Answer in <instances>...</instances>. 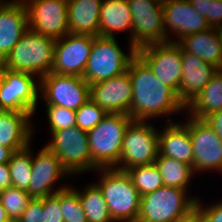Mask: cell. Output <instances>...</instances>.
Here are the masks:
<instances>
[{
  "mask_svg": "<svg viewBox=\"0 0 222 222\" xmlns=\"http://www.w3.org/2000/svg\"><path fill=\"white\" fill-rule=\"evenodd\" d=\"M38 79L34 74L13 71L0 64V110L26 112L34 117L40 99Z\"/></svg>",
  "mask_w": 222,
  "mask_h": 222,
  "instance_id": "cell-7",
  "label": "cell"
},
{
  "mask_svg": "<svg viewBox=\"0 0 222 222\" xmlns=\"http://www.w3.org/2000/svg\"><path fill=\"white\" fill-rule=\"evenodd\" d=\"M42 213L43 198H33L18 220L19 222H42Z\"/></svg>",
  "mask_w": 222,
  "mask_h": 222,
  "instance_id": "cell-38",
  "label": "cell"
},
{
  "mask_svg": "<svg viewBox=\"0 0 222 222\" xmlns=\"http://www.w3.org/2000/svg\"><path fill=\"white\" fill-rule=\"evenodd\" d=\"M128 49L129 54H126L116 38L93 36V45L82 77L91 85L123 74L137 55L136 48Z\"/></svg>",
  "mask_w": 222,
  "mask_h": 222,
  "instance_id": "cell-6",
  "label": "cell"
},
{
  "mask_svg": "<svg viewBox=\"0 0 222 222\" xmlns=\"http://www.w3.org/2000/svg\"><path fill=\"white\" fill-rule=\"evenodd\" d=\"M17 2H18V0H11V1L10 0H0V9L10 7Z\"/></svg>",
  "mask_w": 222,
  "mask_h": 222,
  "instance_id": "cell-44",
  "label": "cell"
},
{
  "mask_svg": "<svg viewBox=\"0 0 222 222\" xmlns=\"http://www.w3.org/2000/svg\"><path fill=\"white\" fill-rule=\"evenodd\" d=\"M204 120H206L222 140V110L211 113Z\"/></svg>",
  "mask_w": 222,
  "mask_h": 222,
  "instance_id": "cell-39",
  "label": "cell"
},
{
  "mask_svg": "<svg viewBox=\"0 0 222 222\" xmlns=\"http://www.w3.org/2000/svg\"><path fill=\"white\" fill-rule=\"evenodd\" d=\"M154 164L163 178L164 186L188 190L194 177L191 166L173 158L161 156L159 153Z\"/></svg>",
  "mask_w": 222,
  "mask_h": 222,
  "instance_id": "cell-27",
  "label": "cell"
},
{
  "mask_svg": "<svg viewBox=\"0 0 222 222\" xmlns=\"http://www.w3.org/2000/svg\"><path fill=\"white\" fill-rule=\"evenodd\" d=\"M182 76L177 93L182 103L187 106L217 72L213 65L205 63L200 57L181 48Z\"/></svg>",
  "mask_w": 222,
  "mask_h": 222,
  "instance_id": "cell-19",
  "label": "cell"
},
{
  "mask_svg": "<svg viewBox=\"0 0 222 222\" xmlns=\"http://www.w3.org/2000/svg\"><path fill=\"white\" fill-rule=\"evenodd\" d=\"M73 187L68 186L60 190V209L64 222H88L79 194Z\"/></svg>",
  "mask_w": 222,
  "mask_h": 222,
  "instance_id": "cell-32",
  "label": "cell"
},
{
  "mask_svg": "<svg viewBox=\"0 0 222 222\" xmlns=\"http://www.w3.org/2000/svg\"><path fill=\"white\" fill-rule=\"evenodd\" d=\"M12 186L8 163L0 164V191Z\"/></svg>",
  "mask_w": 222,
  "mask_h": 222,
  "instance_id": "cell-40",
  "label": "cell"
},
{
  "mask_svg": "<svg viewBox=\"0 0 222 222\" xmlns=\"http://www.w3.org/2000/svg\"><path fill=\"white\" fill-rule=\"evenodd\" d=\"M132 14V45L164 43L163 5L156 0H127Z\"/></svg>",
  "mask_w": 222,
  "mask_h": 222,
  "instance_id": "cell-15",
  "label": "cell"
},
{
  "mask_svg": "<svg viewBox=\"0 0 222 222\" xmlns=\"http://www.w3.org/2000/svg\"><path fill=\"white\" fill-rule=\"evenodd\" d=\"M7 222H19V220L10 219Z\"/></svg>",
  "mask_w": 222,
  "mask_h": 222,
  "instance_id": "cell-46",
  "label": "cell"
},
{
  "mask_svg": "<svg viewBox=\"0 0 222 222\" xmlns=\"http://www.w3.org/2000/svg\"><path fill=\"white\" fill-rule=\"evenodd\" d=\"M32 199L25 190L12 186L0 191V202L10 219L18 220Z\"/></svg>",
  "mask_w": 222,
  "mask_h": 222,
  "instance_id": "cell-31",
  "label": "cell"
},
{
  "mask_svg": "<svg viewBox=\"0 0 222 222\" xmlns=\"http://www.w3.org/2000/svg\"><path fill=\"white\" fill-rule=\"evenodd\" d=\"M79 199L84 209L88 222H114L105 202L102 190L99 186L91 182L79 191Z\"/></svg>",
  "mask_w": 222,
  "mask_h": 222,
  "instance_id": "cell-28",
  "label": "cell"
},
{
  "mask_svg": "<svg viewBox=\"0 0 222 222\" xmlns=\"http://www.w3.org/2000/svg\"><path fill=\"white\" fill-rule=\"evenodd\" d=\"M132 120L126 128L120 160L115 169L126 171L134 166L154 163L159 153V130L154 124Z\"/></svg>",
  "mask_w": 222,
  "mask_h": 222,
  "instance_id": "cell-8",
  "label": "cell"
},
{
  "mask_svg": "<svg viewBox=\"0 0 222 222\" xmlns=\"http://www.w3.org/2000/svg\"><path fill=\"white\" fill-rule=\"evenodd\" d=\"M176 222H199L198 216L196 214V212H194L193 214L189 215L188 217L176 221Z\"/></svg>",
  "mask_w": 222,
  "mask_h": 222,
  "instance_id": "cell-43",
  "label": "cell"
},
{
  "mask_svg": "<svg viewBox=\"0 0 222 222\" xmlns=\"http://www.w3.org/2000/svg\"><path fill=\"white\" fill-rule=\"evenodd\" d=\"M185 123L168 117L159 131V154L183 162L193 168V146L189 133V115Z\"/></svg>",
  "mask_w": 222,
  "mask_h": 222,
  "instance_id": "cell-20",
  "label": "cell"
},
{
  "mask_svg": "<svg viewBox=\"0 0 222 222\" xmlns=\"http://www.w3.org/2000/svg\"><path fill=\"white\" fill-rule=\"evenodd\" d=\"M127 71L133 88L128 116L133 120L166 118L186 110L177 93L161 82L138 55L130 61Z\"/></svg>",
  "mask_w": 222,
  "mask_h": 222,
  "instance_id": "cell-1",
  "label": "cell"
},
{
  "mask_svg": "<svg viewBox=\"0 0 222 222\" xmlns=\"http://www.w3.org/2000/svg\"><path fill=\"white\" fill-rule=\"evenodd\" d=\"M132 14L127 0H103L99 14V36L115 38L117 32H128L132 45Z\"/></svg>",
  "mask_w": 222,
  "mask_h": 222,
  "instance_id": "cell-24",
  "label": "cell"
},
{
  "mask_svg": "<svg viewBox=\"0 0 222 222\" xmlns=\"http://www.w3.org/2000/svg\"><path fill=\"white\" fill-rule=\"evenodd\" d=\"M33 117L26 112L0 110V145L14 152L27 147L34 136Z\"/></svg>",
  "mask_w": 222,
  "mask_h": 222,
  "instance_id": "cell-21",
  "label": "cell"
},
{
  "mask_svg": "<svg viewBox=\"0 0 222 222\" xmlns=\"http://www.w3.org/2000/svg\"><path fill=\"white\" fill-rule=\"evenodd\" d=\"M50 132L76 126V111L62 106L46 105Z\"/></svg>",
  "mask_w": 222,
  "mask_h": 222,
  "instance_id": "cell-34",
  "label": "cell"
},
{
  "mask_svg": "<svg viewBox=\"0 0 222 222\" xmlns=\"http://www.w3.org/2000/svg\"><path fill=\"white\" fill-rule=\"evenodd\" d=\"M30 143L27 147L12 154L8 162L12 187L25 190L28 193V184L31 178L32 151Z\"/></svg>",
  "mask_w": 222,
  "mask_h": 222,
  "instance_id": "cell-29",
  "label": "cell"
},
{
  "mask_svg": "<svg viewBox=\"0 0 222 222\" xmlns=\"http://www.w3.org/2000/svg\"><path fill=\"white\" fill-rule=\"evenodd\" d=\"M163 25L164 42L172 43H178L188 35L211 28L207 19L195 10L188 0H176L163 5Z\"/></svg>",
  "mask_w": 222,
  "mask_h": 222,
  "instance_id": "cell-17",
  "label": "cell"
},
{
  "mask_svg": "<svg viewBox=\"0 0 222 222\" xmlns=\"http://www.w3.org/2000/svg\"><path fill=\"white\" fill-rule=\"evenodd\" d=\"M14 151L6 146L0 145V164L8 163Z\"/></svg>",
  "mask_w": 222,
  "mask_h": 222,
  "instance_id": "cell-41",
  "label": "cell"
},
{
  "mask_svg": "<svg viewBox=\"0 0 222 222\" xmlns=\"http://www.w3.org/2000/svg\"><path fill=\"white\" fill-rule=\"evenodd\" d=\"M203 206L199 197L195 208L199 222H222V201Z\"/></svg>",
  "mask_w": 222,
  "mask_h": 222,
  "instance_id": "cell-37",
  "label": "cell"
},
{
  "mask_svg": "<svg viewBox=\"0 0 222 222\" xmlns=\"http://www.w3.org/2000/svg\"><path fill=\"white\" fill-rule=\"evenodd\" d=\"M28 29L27 9L24 3L17 2L0 9V64Z\"/></svg>",
  "mask_w": 222,
  "mask_h": 222,
  "instance_id": "cell-22",
  "label": "cell"
},
{
  "mask_svg": "<svg viewBox=\"0 0 222 222\" xmlns=\"http://www.w3.org/2000/svg\"><path fill=\"white\" fill-rule=\"evenodd\" d=\"M189 133L193 146V172H222V140L204 119L189 115Z\"/></svg>",
  "mask_w": 222,
  "mask_h": 222,
  "instance_id": "cell-13",
  "label": "cell"
},
{
  "mask_svg": "<svg viewBox=\"0 0 222 222\" xmlns=\"http://www.w3.org/2000/svg\"><path fill=\"white\" fill-rule=\"evenodd\" d=\"M140 196L152 193L164 186L163 178L154 163L139 165L126 170Z\"/></svg>",
  "mask_w": 222,
  "mask_h": 222,
  "instance_id": "cell-30",
  "label": "cell"
},
{
  "mask_svg": "<svg viewBox=\"0 0 222 222\" xmlns=\"http://www.w3.org/2000/svg\"><path fill=\"white\" fill-rule=\"evenodd\" d=\"M204 16L211 28L222 29V0H188Z\"/></svg>",
  "mask_w": 222,
  "mask_h": 222,
  "instance_id": "cell-35",
  "label": "cell"
},
{
  "mask_svg": "<svg viewBox=\"0 0 222 222\" xmlns=\"http://www.w3.org/2000/svg\"><path fill=\"white\" fill-rule=\"evenodd\" d=\"M103 0H67L68 33L99 36V14Z\"/></svg>",
  "mask_w": 222,
  "mask_h": 222,
  "instance_id": "cell-25",
  "label": "cell"
},
{
  "mask_svg": "<svg viewBox=\"0 0 222 222\" xmlns=\"http://www.w3.org/2000/svg\"><path fill=\"white\" fill-rule=\"evenodd\" d=\"M52 139L46 145L71 175L93 171L87 132L78 126L51 132Z\"/></svg>",
  "mask_w": 222,
  "mask_h": 222,
  "instance_id": "cell-9",
  "label": "cell"
},
{
  "mask_svg": "<svg viewBox=\"0 0 222 222\" xmlns=\"http://www.w3.org/2000/svg\"><path fill=\"white\" fill-rule=\"evenodd\" d=\"M188 191L163 186L141 196L137 222H176L193 214L199 196Z\"/></svg>",
  "mask_w": 222,
  "mask_h": 222,
  "instance_id": "cell-2",
  "label": "cell"
},
{
  "mask_svg": "<svg viewBox=\"0 0 222 222\" xmlns=\"http://www.w3.org/2000/svg\"><path fill=\"white\" fill-rule=\"evenodd\" d=\"M92 45L93 36L89 35L68 33L56 40L51 72L82 77Z\"/></svg>",
  "mask_w": 222,
  "mask_h": 222,
  "instance_id": "cell-16",
  "label": "cell"
},
{
  "mask_svg": "<svg viewBox=\"0 0 222 222\" xmlns=\"http://www.w3.org/2000/svg\"><path fill=\"white\" fill-rule=\"evenodd\" d=\"M42 222H64L60 209V191L43 198Z\"/></svg>",
  "mask_w": 222,
  "mask_h": 222,
  "instance_id": "cell-36",
  "label": "cell"
},
{
  "mask_svg": "<svg viewBox=\"0 0 222 222\" xmlns=\"http://www.w3.org/2000/svg\"><path fill=\"white\" fill-rule=\"evenodd\" d=\"M24 4L30 30L55 40L68 34L67 0H30Z\"/></svg>",
  "mask_w": 222,
  "mask_h": 222,
  "instance_id": "cell-14",
  "label": "cell"
},
{
  "mask_svg": "<svg viewBox=\"0 0 222 222\" xmlns=\"http://www.w3.org/2000/svg\"><path fill=\"white\" fill-rule=\"evenodd\" d=\"M156 1H158L160 4H162V5H165V4H167V3H170V2H174V1H176V0H156Z\"/></svg>",
  "mask_w": 222,
  "mask_h": 222,
  "instance_id": "cell-45",
  "label": "cell"
},
{
  "mask_svg": "<svg viewBox=\"0 0 222 222\" xmlns=\"http://www.w3.org/2000/svg\"><path fill=\"white\" fill-rule=\"evenodd\" d=\"M31 172L28 194L32 198L41 199L69 186L63 184L58 189L54 187L59 182L62 184L64 180L68 181L71 175L63 168L60 159L46 146H43L36 156L32 150Z\"/></svg>",
  "mask_w": 222,
  "mask_h": 222,
  "instance_id": "cell-12",
  "label": "cell"
},
{
  "mask_svg": "<svg viewBox=\"0 0 222 222\" xmlns=\"http://www.w3.org/2000/svg\"><path fill=\"white\" fill-rule=\"evenodd\" d=\"M100 180L95 182L102 190L114 222H137L140 194L126 171L99 168Z\"/></svg>",
  "mask_w": 222,
  "mask_h": 222,
  "instance_id": "cell-3",
  "label": "cell"
},
{
  "mask_svg": "<svg viewBox=\"0 0 222 222\" xmlns=\"http://www.w3.org/2000/svg\"><path fill=\"white\" fill-rule=\"evenodd\" d=\"M222 110V70L212 76L200 93L186 106V112L198 119Z\"/></svg>",
  "mask_w": 222,
  "mask_h": 222,
  "instance_id": "cell-26",
  "label": "cell"
},
{
  "mask_svg": "<svg viewBox=\"0 0 222 222\" xmlns=\"http://www.w3.org/2000/svg\"><path fill=\"white\" fill-rule=\"evenodd\" d=\"M133 88L128 71L90 85V99L108 114H129Z\"/></svg>",
  "mask_w": 222,
  "mask_h": 222,
  "instance_id": "cell-18",
  "label": "cell"
},
{
  "mask_svg": "<svg viewBox=\"0 0 222 222\" xmlns=\"http://www.w3.org/2000/svg\"><path fill=\"white\" fill-rule=\"evenodd\" d=\"M27 1H30V0H18V2H22V3H25Z\"/></svg>",
  "mask_w": 222,
  "mask_h": 222,
  "instance_id": "cell-47",
  "label": "cell"
},
{
  "mask_svg": "<svg viewBox=\"0 0 222 222\" xmlns=\"http://www.w3.org/2000/svg\"><path fill=\"white\" fill-rule=\"evenodd\" d=\"M56 40L28 29L1 63L13 71L34 74L39 79L51 72Z\"/></svg>",
  "mask_w": 222,
  "mask_h": 222,
  "instance_id": "cell-4",
  "label": "cell"
},
{
  "mask_svg": "<svg viewBox=\"0 0 222 222\" xmlns=\"http://www.w3.org/2000/svg\"><path fill=\"white\" fill-rule=\"evenodd\" d=\"M133 119L126 114H108L87 132L93 171L114 168L121 155L126 128Z\"/></svg>",
  "mask_w": 222,
  "mask_h": 222,
  "instance_id": "cell-5",
  "label": "cell"
},
{
  "mask_svg": "<svg viewBox=\"0 0 222 222\" xmlns=\"http://www.w3.org/2000/svg\"><path fill=\"white\" fill-rule=\"evenodd\" d=\"M107 115L93 100H87L76 110V126L86 132L95 128Z\"/></svg>",
  "mask_w": 222,
  "mask_h": 222,
  "instance_id": "cell-33",
  "label": "cell"
},
{
  "mask_svg": "<svg viewBox=\"0 0 222 222\" xmlns=\"http://www.w3.org/2000/svg\"><path fill=\"white\" fill-rule=\"evenodd\" d=\"M177 44L184 51L222 70V29L209 28L193 33L181 39Z\"/></svg>",
  "mask_w": 222,
  "mask_h": 222,
  "instance_id": "cell-23",
  "label": "cell"
},
{
  "mask_svg": "<svg viewBox=\"0 0 222 222\" xmlns=\"http://www.w3.org/2000/svg\"><path fill=\"white\" fill-rule=\"evenodd\" d=\"M137 55L155 76L176 93L182 76L181 47L177 43H151L137 49Z\"/></svg>",
  "mask_w": 222,
  "mask_h": 222,
  "instance_id": "cell-11",
  "label": "cell"
},
{
  "mask_svg": "<svg viewBox=\"0 0 222 222\" xmlns=\"http://www.w3.org/2000/svg\"><path fill=\"white\" fill-rule=\"evenodd\" d=\"M8 220H10V218L2 203L0 202V222H7Z\"/></svg>",
  "mask_w": 222,
  "mask_h": 222,
  "instance_id": "cell-42",
  "label": "cell"
},
{
  "mask_svg": "<svg viewBox=\"0 0 222 222\" xmlns=\"http://www.w3.org/2000/svg\"><path fill=\"white\" fill-rule=\"evenodd\" d=\"M39 80V98H43L46 105L76 111L90 99V85L83 77L50 72Z\"/></svg>",
  "mask_w": 222,
  "mask_h": 222,
  "instance_id": "cell-10",
  "label": "cell"
}]
</instances>
